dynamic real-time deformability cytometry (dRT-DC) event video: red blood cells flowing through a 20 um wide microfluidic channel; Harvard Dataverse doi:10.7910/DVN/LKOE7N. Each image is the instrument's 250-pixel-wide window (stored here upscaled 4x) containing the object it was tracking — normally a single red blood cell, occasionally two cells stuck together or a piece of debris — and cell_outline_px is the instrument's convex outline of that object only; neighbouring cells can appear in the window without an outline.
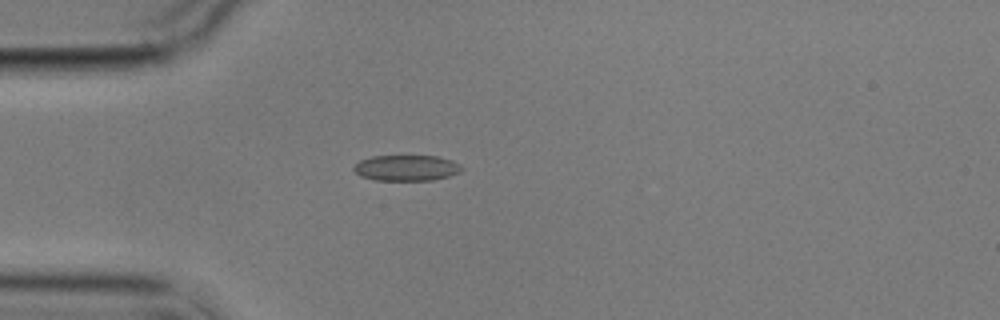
{"species": "common noctule bat (a hibernating species)", "species_latin": "Nyctalus noctula", "temperature_condition": "cold", "stored_images_in_passage": 2, "camera_frame_rate_fps": 3000, "um_per_image_px": 0.085, "animal": {"sex": "male", "body_mass_g": 17.9}, "frame": {"image": 1, "passage_image": 1, "time_ms": 0.0, "image_size_px": [1000, 320], "cell_outline_px": [[464, 168], [460, 172], [448, 176], [432, 180], [376, 180], [360, 176], [352, 168], [360, 160], [372, 156], [440, 156], [452, 160], [460, 164]], "centroid_in_image_um": [34.57, 14.27], "position_along_channel_um": 50.4, "area_um2": 16.24}}